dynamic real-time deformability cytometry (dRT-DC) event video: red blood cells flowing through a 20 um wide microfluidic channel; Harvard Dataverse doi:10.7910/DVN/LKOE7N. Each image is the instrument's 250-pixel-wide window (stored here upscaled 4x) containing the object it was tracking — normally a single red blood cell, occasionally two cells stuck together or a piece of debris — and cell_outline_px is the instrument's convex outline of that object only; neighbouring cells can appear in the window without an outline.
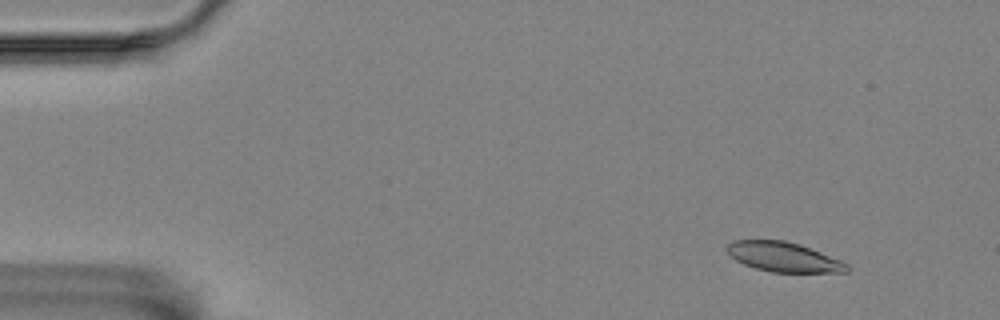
{"species": "Egyptian fruit bat (a non-hibernating species)", "species_latin": "Rousettus aegyptiacus", "temperature_condition": "room temperature", "stored_images_in_passage": 57, "camera_frame_rate_fps": 3000, "um_per_image_px": 0.085, "animal": {"sex": "female"}, "frame": {"image": 1, "passage_image": 6, "time_ms": 1.667, "image_size_px": [1000, 320], "cell_outline_px": [[852, 268], [848, 272], [772, 272], [756, 268], [744, 264], [736, 260], [724, 248], [732, 240], [784, 240], [800, 244], [840, 260], [848, 264]], "centroid_in_image_um": [66.61, 21.84], "position_along_channel_um": 18.4, "area_um2": 20.69}}
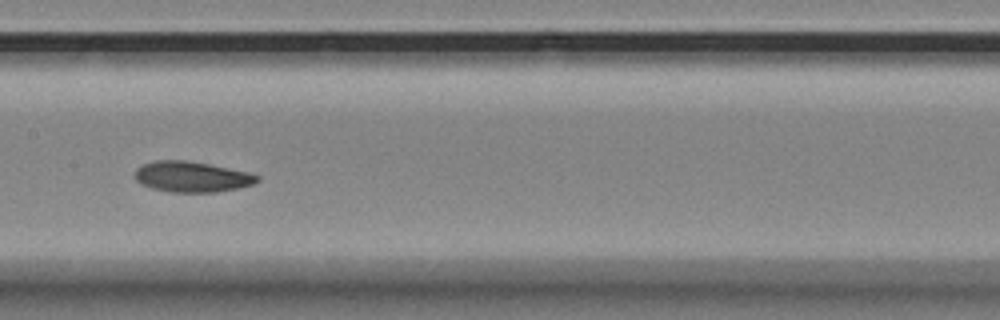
{"frame": {"image": 2, "passage_image": 29, "time_ms": 9.333, "image_size_px": [1000, 320], "cell_outline_px": [[260, 180], [256, 184], [240, 188], [216, 192], [172, 192], [152, 188], [140, 184], [136, 180], [136, 168], [144, 164], [156, 160], [184, 160], [208, 164], [248, 172], [260, 176]], "centroid_in_image_um": [16.34, 15.03], "position_along_channel_um": 191.1, "area_um2": 21.85}}
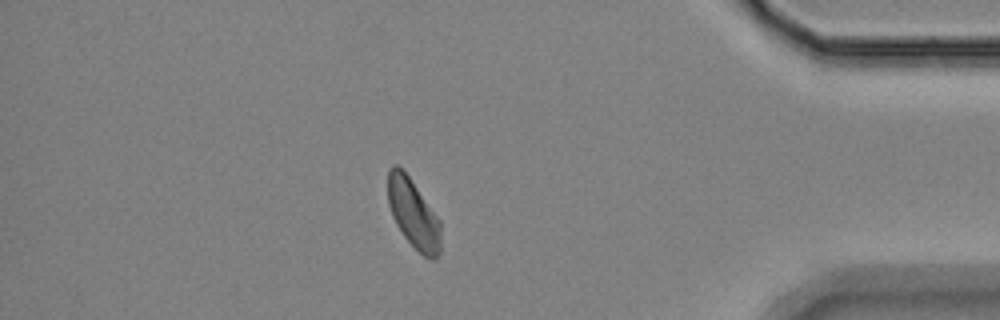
{"frame": {"image": 3, "passage_image": 50, "time_ms": 16.333, "image_size_px": [1000, 320], "cell_outline_px": [[440, 252], [436, 260], [428, 260], [404, 236], [396, 224], [392, 216], [388, 204], [388, 168], [392, 164], [396, 164], [408, 176], [440, 220]], "centroid_in_image_um": [35.13, 18.18], "position_along_channel_um": 400.1, "area_um2": 21.1}, "authors_computed_cell_mechanics": {"area_um2": 21.9062, "velocity_mm_per_s": 3.4853, "shape_relaxation_time_tau1_ms": 4.6764, "shape_relaxation_time_tau2_ms": null, "deformation_change_tau1": 0.1291, "deformation_change_tau2": null}}